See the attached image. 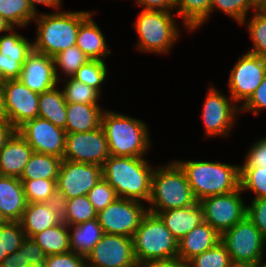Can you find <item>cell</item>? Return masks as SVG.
Here are the masks:
<instances>
[{"instance_id":"obj_1","label":"cell","mask_w":266,"mask_h":267,"mask_svg":"<svg viewBox=\"0 0 266 267\" xmlns=\"http://www.w3.org/2000/svg\"><path fill=\"white\" fill-rule=\"evenodd\" d=\"M154 169L145 157L110 155L102 166V177L119 197L148 203Z\"/></svg>"},{"instance_id":"obj_2","label":"cell","mask_w":266,"mask_h":267,"mask_svg":"<svg viewBox=\"0 0 266 267\" xmlns=\"http://www.w3.org/2000/svg\"><path fill=\"white\" fill-rule=\"evenodd\" d=\"M91 13L86 10L38 13L34 19L36 39L32 41L33 50L53 58L76 45L79 26Z\"/></svg>"},{"instance_id":"obj_3","label":"cell","mask_w":266,"mask_h":267,"mask_svg":"<svg viewBox=\"0 0 266 267\" xmlns=\"http://www.w3.org/2000/svg\"><path fill=\"white\" fill-rule=\"evenodd\" d=\"M101 127L107 138L109 153L120 157H144L151 146L150 131L142 120L104 110Z\"/></svg>"},{"instance_id":"obj_4","label":"cell","mask_w":266,"mask_h":267,"mask_svg":"<svg viewBox=\"0 0 266 267\" xmlns=\"http://www.w3.org/2000/svg\"><path fill=\"white\" fill-rule=\"evenodd\" d=\"M184 171L197 199L236 191L240 188V166L219 161L174 160Z\"/></svg>"},{"instance_id":"obj_5","label":"cell","mask_w":266,"mask_h":267,"mask_svg":"<svg viewBox=\"0 0 266 267\" xmlns=\"http://www.w3.org/2000/svg\"><path fill=\"white\" fill-rule=\"evenodd\" d=\"M159 167V168H158ZM154 169L148 211H163L184 208L196 204L192 188L181 167L173 160Z\"/></svg>"},{"instance_id":"obj_6","label":"cell","mask_w":266,"mask_h":267,"mask_svg":"<svg viewBox=\"0 0 266 267\" xmlns=\"http://www.w3.org/2000/svg\"><path fill=\"white\" fill-rule=\"evenodd\" d=\"M132 239L139 265L177 259L178 241L157 214L148 211Z\"/></svg>"},{"instance_id":"obj_7","label":"cell","mask_w":266,"mask_h":267,"mask_svg":"<svg viewBox=\"0 0 266 267\" xmlns=\"http://www.w3.org/2000/svg\"><path fill=\"white\" fill-rule=\"evenodd\" d=\"M172 11L142 10L135 21V31L138 34L137 50L146 53L166 54L180 36Z\"/></svg>"},{"instance_id":"obj_8","label":"cell","mask_w":266,"mask_h":267,"mask_svg":"<svg viewBox=\"0 0 266 267\" xmlns=\"http://www.w3.org/2000/svg\"><path fill=\"white\" fill-rule=\"evenodd\" d=\"M266 238L246 216L221 235L233 265H256L265 257Z\"/></svg>"},{"instance_id":"obj_9","label":"cell","mask_w":266,"mask_h":267,"mask_svg":"<svg viewBox=\"0 0 266 267\" xmlns=\"http://www.w3.org/2000/svg\"><path fill=\"white\" fill-rule=\"evenodd\" d=\"M228 97L216 89L213 83L209 84L201 114L206 138L227 137L231 134L240 112V104Z\"/></svg>"},{"instance_id":"obj_10","label":"cell","mask_w":266,"mask_h":267,"mask_svg":"<svg viewBox=\"0 0 266 267\" xmlns=\"http://www.w3.org/2000/svg\"><path fill=\"white\" fill-rule=\"evenodd\" d=\"M242 193L239 188L233 192L209 196L199 201L203 209V221L220 235L231 229L247 215V203H244Z\"/></svg>"},{"instance_id":"obj_11","label":"cell","mask_w":266,"mask_h":267,"mask_svg":"<svg viewBox=\"0 0 266 267\" xmlns=\"http://www.w3.org/2000/svg\"><path fill=\"white\" fill-rule=\"evenodd\" d=\"M147 212L144 203L119 197L97 213V220L104 233L132 238Z\"/></svg>"},{"instance_id":"obj_12","label":"cell","mask_w":266,"mask_h":267,"mask_svg":"<svg viewBox=\"0 0 266 267\" xmlns=\"http://www.w3.org/2000/svg\"><path fill=\"white\" fill-rule=\"evenodd\" d=\"M101 178V166L63 159L56 181L58 200L87 195Z\"/></svg>"},{"instance_id":"obj_13","label":"cell","mask_w":266,"mask_h":267,"mask_svg":"<svg viewBox=\"0 0 266 267\" xmlns=\"http://www.w3.org/2000/svg\"><path fill=\"white\" fill-rule=\"evenodd\" d=\"M228 86L230 97L238 104H244L254 93L266 74V60L245 52L229 71Z\"/></svg>"},{"instance_id":"obj_14","label":"cell","mask_w":266,"mask_h":267,"mask_svg":"<svg viewBox=\"0 0 266 267\" xmlns=\"http://www.w3.org/2000/svg\"><path fill=\"white\" fill-rule=\"evenodd\" d=\"M86 260L87 267H139L133 239L116 234L104 233Z\"/></svg>"},{"instance_id":"obj_15","label":"cell","mask_w":266,"mask_h":267,"mask_svg":"<svg viewBox=\"0 0 266 267\" xmlns=\"http://www.w3.org/2000/svg\"><path fill=\"white\" fill-rule=\"evenodd\" d=\"M110 156L102 127L80 133H66L64 160L103 166Z\"/></svg>"},{"instance_id":"obj_16","label":"cell","mask_w":266,"mask_h":267,"mask_svg":"<svg viewBox=\"0 0 266 267\" xmlns=\"http://www.w3.org/2000/svg\"><path fill=\"white\" fill-rule=\"evenodd\" d=\"M6 118L17 130L25 122L38 117L39 93L26 87L20 79L1 82Z\"/></svg>"},{"instance_id":"obj_17","label":"cell","mask_w":266,"mask_h":267,"mask_svg":"<svg viewBox=\"0 0 266 267\" xmlns=\"http://www.w3.org/2000/svg\"><path fill=\"white\" fill-rule=\"evenodd\" d=\"M17 133L27 141L33 152L63 159L66 131L49 120L40 117L29 120L17 129Z\"/></svg>"},{"instance_id":"obj_18","label":"cell","mask_w":266,"mask_h":267,"mask_svg":"<svg viewBox=\"0 0 266 267\" xmlns=\"http://www.w3.org/2000/svg\"><path fill=\"white\" fill-rule=\"evenodd\" d=\"M33 51V44L13 27L0 36V81L19 79L22 64Z\"/></svg>"},{"instance_id":"obj_19","label":"cell","mask_w":266,"mask_h":267,"mask_svg":"<svg viewBox=\"0 0 266 267\" xmlns=\"http://www.w3.org/2000/svg\"><path fill=\"white\" fill-rule=\"evenodd\" d=\"M19 79L26 87L39 94L59 85L55 76L53 58L34 50L22 64Z\"/></svg>"},{"instance_id":"obj_20","label":"cell","mask_w":266,"mask_h":267,"mask_svg":"<svg viewBox=\"0 0 266 267\" xmlns=\"http://www.w3.org/2000/svg\"><path fill=\"white\" fill-rule=\"evenodd\" d=\"M61 221V203L55 201L27 203L19 222L26 237L32 238L37 233L53 227Z\"/></svg>"},{"instance_id":"obj_21","label":"cell","mask_w":266,"mask_h":267,"mask_svg":"<svg viewBox=\"0 0 266 267\" xmlns=\"http://www.w3.org/2000/svg\"><path fill=\"white\" fill-rule=\"evenodd\" d=\"M220 239L221 235L207 222L202 221L178 241L177 258L187 263L194 256L214 247Z\"/></svg>"},{"instance_id":"obj_22","label":"cell","mask_w":266,"mask_h":267,"mask_svg":"<svg viewBox=\"0 0 266 267\" xmlns=\"http://www.w3.org/2000/svg\"><path fill=\"white\" fill-rule=\"evenodd\" d=\"M33 149L17 132L0 150V175L20 178Z\"/></svg>"},{"instance_id":"obj_23","label":"cell","mask_w":266,"mask_h":267,"mask_svg":"<svg viewBox=\"0 0 266 267\" xmlns=\"http://www.w3.org/2000/svg\"><path fill=\"white\" fill-rule=\"evenodd\" d=\"M27 201L19 178L0 175V213L6 221H20Z\"/></svg>"},{"instance_id":"obj_24","label":"cell","mask_w":266,"mask_h":267,"mask_svg":"<svg viewBox=\"0 0 266 267\" xmlns=\"http://www.w3.org/2000/svg\"><path fill=\"white\" fill-rule=\"evenodd\" d=\"M154 214H157L161 218L166 228L177 241L181 240L203 221V209L199 202L188 207L171 209Z\"/></svg>"},{"instance_id":"obj_25","label":"cell","mask_w":266,"mask_h":267,"mask_svg":"<svg viewBox=\"0 0 266 267\" xmlns=\"http://www.w3.org/2000/svg\"><path fill=\"white\" fill-rule=\"evenodd\" d=\"M92 13L80 24L76 39L79 47L90 60H103L111 55L105 36L97 23L93 20Z\"/></svg>"},{"instance_id":"obj_26","label":"cell","mask_w":266,"mask_h":267,"mask_svg":"<svg viewBox=\"0 0 266 267\" xmlns=\"http://www.w3.org/2000/svg\"><path fill=\"white\" fill-rule=\"evenodd\" d=\"M103 109L99 105L67 103L66 133L95 130L101 126Z\"/></svg>"},{"instance_id":"obj_27","label":"cell","mask_w":266,"mask_h":267,"mask_svg":"<svg viewBox=\"0 0 266 267\" xmlns=\"http://www.w3.org/2000/svg\"><path fill=\"white\" fill-rule=\"evenodd\" d=\"M68 228L71 252L85 257L104 235L97 218L76 225H68Z\"/></svg>"},{"instance_id":"obj_28","label":"cell","mask_w":266,"mask_h":267,"mask_svg":"<svg viewBox=\"0 0 266 267\" xmlns=\"http://www.w3.org/2000/svg\"><path fill=\"white\" fill-rule=\"evenodd\" d=\"M66 109L67 103L58 85L39 94L38 117L49 120L52 124L64 130L67 120Z\"/></svg>"},{"instance_id":"obj_29","label":"cell","mask_w":266,"mask_h":267,"mask_svg":"<svg viewBox=\"0 0 266 267\" xmlns=\"http://www.w3.org/2000/svg\"><path fill=\"white\" fill-rule=\"evenodd\" d=\"M62 160L54 155L33 152L19 179L57 180Z\"/></svg>"},{"instance_id":"obj_30","label":"cell","mask_w":266,"mask_h":267,"mask_svg":"<svg viewBox=\"0 0 266 267\" xmlns=\"http://www.w3.org/2000/svg\"><path fill=\"white\" fill-rule=\"evenodd\" d=\"M175 10L186 30L192 32L203 26L211 16V0H176Z\"/></svg>"},{"instance_id":"obj_31","label":"cell","mask_w":266,"mask_h":267,"mask_svg":"<svg viewBox=\"0 0 266 267\" xmlns=\"http://www.w3.org/2000/svg\"><path fill=\"white\" fill-rule=\"evenodd\" d=\"M34 241L48 255L63 254L70 252L69 228L61 221L59 224L47 228L32 237Z\"/></svg>"},{"instance_id":"obj_32","label":"cell","mask_w":266,"mask_h":267,"mask_svg":"<svg viewBox=\"0 0 266 267\" xmlns=\"http://www.w3.org/2000/svg\"><path fill=\"white\" fill-rule=\"evenodd\" d=\"M58 201L61 203L62 221L67 225H76L97 218V212L87 195Z\"/></svg>"},{"instance_id":"obj_33","label":"cell","mask_w":266,"mask_h":267,"mask_svg":"<svg viewBox=\"0 0 266 267\" xmlns=\"http://www.w3.org/2000/svg\"><path fill=\"white\" fill-rule=\"evenodd\" d=\"M53 60L56 79L58 82H61L62 76H65V79L72 78L76 71L90 59L79 47L73 45L55 55ZM59 70L61 71V74Z\"/></svg>"},{"instance_id":"obj_34","label":"cell","mask_w":266,"mask_h":267,"mask_svg":"<svg viewBox=\"0 0 266 267\" xmlns=\"http://www.w3.org/2000/svg\"><path fill=\"white\" fill-rule=\"evenodd\" d=\"M0 15L12 27L24 28L29 26L37 14L31 9L27 0H0Z\"/></svg>"},{"instance_id":"obj_35","label":"cell","mask_w":266,"mask_h":267,"mask_svg":"<svg viewBox=\"0 0 266 267\" xmlns=\"http://www.w3.org/2000/svg\"><path fill=\"white\" fill-rule=\"evenodd\" d=\"M240 25L247 27L248 34L253 42L252 49L249 48L247 52L266 60V12L259 7L248 21L244 20Z\"/></svg>"},{"instance_id":"obj_36","label":"cell","mask_w":266,"mask_h":267,"mask_svg":"<svg viewBox=\"0 0 266 267\" xmlns=\"http://www.w3.org/2000/svg\"><path fill=\"white\" fill-rule=\"evenodd\" d=\"M63 80V81H62ZM65 86L61 88L66 103H81L100 105L101 94L87 84L80 83L73 78L61 79Z\"/></svg>"},{"instance_id":"obj_37","label":"cell","mask_w":266,"mask_h":267,"mask_svg":"<svg viewBox=\"0 0 266 267\" xmlns=\"http://www.w3.org/2000/svg\"><path fill=\"white\" fill-rule=\"evenodd\" d=\"M23 183L27 203L58 201L57 180H20Z\"/></svg>"},{"instance_id":"obj_38","label":"cell","mask_w":266,"mask_h":267,"mask_svg":"<svg viewBox=\"0 0 266 267\" xmlns=\"http://www.w3.org/2000/svg\"><path fill=\"white\" fill-rule=\"evenodd\" d=\"M258 8L259 2L257 0H211V14L218 9L236 20L239 25L248 19V12L251 9L255 11Z\"/></svg>"},{"instance_id":"obj_39","label":"cell","mask_w":266,"mask_h":267,"mask_svg":"<svg viewBox=\"0 0 266 267\" xmlns=\"http://www.w3.org/2000/svg\"><path fill=\"white\" fill-rule=\"evenodd\" d=\"M107 70L106 61L89 60L76 71L72 78L96 89L102 96L101 86L106 81Z\"/></svg>"},{"instance_id":"obj_40","label":"cell","mask_w":266,"mask_h":267,"mask_svg":"<svg viewBox=\"0 0 266 267\" xmlns=\"http://www.w3.org/2000/svg\"><path fill=\"white\" fill-rule=\"evenodd\" d=\"M187 267H233V263L227 248L220 241L214 247L190 259Z\"/></svg>"},{"instance_id":"obj_41","label":"cell","mask_w":266,"mask_h":267,"mask_svg":"<svg viewBox=\"0 0 266 267\" xmlns=\"http://www.w3.org/2000/svg\"><path fill=\"white\" fill-rule=\"evenodd\" d=\"M240 188L253 192V199L266 198V168L240 167Z\"/></svg>"},{"instance_id":"obj_42","label":"cell","mask_w":266,"mask_h":267,"mask_svg":"<svg viewBox=\"0 0 266 267\" xmlns=\"http://www.w3.org/2000/svg\"><path fill=\"white\" fill-rule=\"evenodd\" d=\"M26 235L18 221H6L0 225V242L3 254L10 255L22 245Z\"/></svg>"},{"instance_id":"obj_43","label":"cell","mask_w":266,"mask_h":267,"mask_svg":"<svg viewBox=\"0 0 266 267\" xmlns=\"http://www.w3.org/2000/svg\"><path fill=\"white\" fill-rule=\"evenodd\" d=\"M87 197L97 213L119 198L116 190L103 177L87 193Z\"/></svg>"},{"instance_id":"obj_44","label":"cell","mask_w":266,"mask_h":267,"mask_svg":"<svg viewBox=\"0 0 266 267\" xmlns=\"http://www.w3.org/2000/svg\"><path fill=\"white\" fill-rule=\"evenodd\" d=\"M43 267H87V260L85 256L70 251L48 255Z\"/></svg>"},{"instance_id":"obj_45","label":"cell","mask_w":266,"mask_h":267,"mask_svg":"<svg viewBox=\"0 0 266 267\" xmlns=\"http://www.w3.org/2000/svg\"><path fill=\"white\" fill-rule=\"evenodd\" d=\"M249 204L247 205L246 216L266 238V198L253 199Z\"/></svg>"},{"instance_id":"obj_46","label":"cell","mask_w":266,"mask_h":267,"mask_svg":"<svg viewBox=\"0 0 266 267\" xmlns=\"http://www.w3.org/2000/svg\"><path fill=\"white\" fill-rule=\"evenodd\" d=\"M245 161L240 167H265L266 168V136L257 139L250 146L244 157Z\"/></svg>"},{"instance_id":"obj_47","label":"cell","mask_w":266,"mask_h":267,"mask_svg":"<svg viewBox=\"0 0 266 267\" xmlns=\"http://www.w3.org/2000/svg\"><path fill=\"white\" fill-rule=\"evenodd\" d=\"M263 109H266V74L254 93L240 106V112L251 111L253 115L258 116L259 110Z\"/></svg>"},{"instance_id":"obj_48","label":"cell","mask_w":266,"mask_h":267,"mask_svg":"<svg viewBox=\"0 0 266 267\" xmlns=\"http://www.w3.org/2000/svg\"><path fill=\"white\" fill-rule=\"evenodd\" d=\"M24 257L30 267H43L47 255L33 238L24 239Z\"/></svg>"},{"instance_id":"obj_49","label":"cell","mask_w":266,"mask_h":267,"mask_svg":"<svg viewBox=\"0 0 266 267\" xmlns=\"http://www.w3.org/2000/svg\"><path fill=\"white\" fill-rule=\"evenodd\" d=\"M176 0H136V5L142 10L173 11Z\"/></svg>"},{"instance_id":"obj_50","label":"cell","mask_w":266,"mask_h":267,"mask_svg":"<svg viewBox=\"0 0 266 267\" xmlns=\"http://www.w3.org/2000/svg\"><path fill=\"white\" fill-rule=\"evenodd\" d=\"M0 267H30L24 257V241L17 251L3 259Z\"/></svg>"},{"instance_id":"obj_51","label":"cell","mask_w":266,"mask_h":267,"mask_svg":"<svg viewBox=\"0 0 266 267\" xmlns=\"http://www.w3.org/2000/svg\"><path fill=\"white\" fill-rule=\"evenodd\" d=\"M16 132L7 118H0V150Z\"/></svg>"},{"instance_id":"obj_52","label":"cell","mask_w":266,"mask_h":267,"mask_svg":"<svg viewBox=\"0 0 266 267\" xmlns=\"http://www.w3.org/2000/svg\"><path fill=\"white\" fill-rule=\"evenodd\" d=\"M31 9L38 14L37 4H41L46 7L55 8L54 10H62V0H27Z\"/></svg>"},{"instance_id":"obj_53","label":"cell","mask_w":266,"mask_h":267,"mask_svg":"<svg viewBox=\"0 0 266 267\" xmlns=\"http://www.w3.org/2000/svg\"><path fill=\"white\" fill-rule=\"evenodd\" d=\"M139 267H187V263L177 258V259L168 260V261L149 262V263L139 265Z\"/></svg>"},{"instance_id":"obj_54","label":"cell","mask_w":266,"mask_h":267,"mask_svg":"<svg viewBox=\"0 0 266 267\" xmlns=\"http://www.w3.org/2000/svg\"><path fill=\"white\" fill-rule=\"evenodd\" d=\"M0 118H6L4 92L1 83H0Z\"/></svg>"},{"instance_id":"obj_55","label":"cell","mask_w":266,"mask_h":267,"mask_svg":"<svg viewBox=\"0 0 266 267\" xmlns=\"http://www.w3.org/2000/svg\"><path fill=\"white\" fill-rule=\"evenodd\" d=\"M13 27L8 23V21L0 15V33L1 32H8L12 29Z\"/></svg>"},{"instance_id":"obj_56","label":"cell","mask_w":266,"mask_h":267,"mask_svg":"<svg viewBox=\"0 0 266 267\" xmlns=\"http://www.w3.org/2000/svg\"><path fill=\"white\" fill-rule=\"evenodd\" d=\"M6 256H8V255L3 254V246L1 245V242H0V264Z\"/></svg>"},{"instance_id":"obj_57","label":"cell","mask_w":266,"mask_h":267,"mask_svg":"<svg viewBox=\"0 0 266 267\" xmlns=\"http://www.w3.org/2000/svg\"><path fill=\"white\" fill-rule=\"evenodd\" d=\"M259 7H260L264 12H266V0H262V1L259 3Z\"/></svg>"},{"instance_id":"obj_58","label":"cell","mask_w":266,"mask_h":267,"mask_svg":"<svg viewBox=\"0 0 266 267\" xmlns=\"http://www.w3.org/2000/svg\"><path fill=\"white\" fill-rule=\"evenodd\" d=\"M233 267H260L259 264L256 265H233Z\"/></svg>"},{"instance_id":"obj_59","label":"cell","mask_w":266,"mask_h":267,"mask_svg":"<svg viewBox=\"0 0 266 267\" xmlns=\"http://www.w3.org/2000/svg\"><path fill=\"white\" fill-rule=\"evenodd\" d=\"M5 222H6V220L4 219V217L0 213V225L4 224Z\"/></svg>"},{"instance_id":"obj_60","label":"cell","mask_w":266,"mask_h":267,"mask_svg":"<svg viewBox=\"0 0 266 267\" xmlns=\"http://www.w3.org/2000/svg\"><path fill=\"white\" fill-rule=\"evenodd\" d=\"M260 267H266V262L262 263V261L260 262Z\"/></svg>"}]
</instances>
